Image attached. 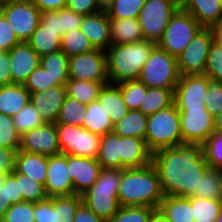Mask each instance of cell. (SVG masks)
Segmentation results:
<instances>
[{
    "instance_id": "cell-38",
    "label": "cell",
    "mask_w": 222,
    "mask_h": 222,
    "mask_svg": "<svg viewBox=\"0 0 222 222\" xmlns=\"http://www.w3.org/2000/svg\"><path fill=\"white\" fill-rule=\"evenodd\" d=\"M95 48L86 35L79 29L70 31L61 37L60 50L68 57L93 51Z\"/></svg>"
},
{
    "instance_id": "cell-53",
    "label": "cell",
    "mask_w": 222,
    "mask_h": 222,
    "mask_svg": "<svg viewBox=\"0 0 222 222\" xmlns=\"http://www.w3.org/2000/svg\"><path fill=\"white\" fill-rule=\"evenodd\" d=\"M6 194L11 205L23 202V195L19 187V173L16 171L6 177Z\"/></svg>"
},
{
    "instance_id": "cell-59",
    "label": "cell",
    "mask_w": 222,
    "mask_h": 222,
    "mask_svg": "<svg viewBox=\"0 0 222 222\" xmlns=\"http://www.w3.org/2000/svg\"><path fill=\"white\" fill-rule=\"evenodd\" d=\"M73 222H107L98 217L84 203H82L76 211Z\"/></svg>"
},
{
    "instance_id": "cell-27",
    "label": "cell",
    "mask_w": 222,
    "mask_h": 222,
    "mask_svg": "<svg viewBox=\"0 0 222 222\" xmlns=\"http://www.w3.org/2000/svg\"><path fill=\"white\" fill-rule=\"evenodd\" d=\"M82 127L99 136L113 132L114 125L98 99L86 105Z\"/></svg>"
},
{
    "instance_id": "cell-13",
    "label": "cell",
    "mask_w": 222,
    "mask_h": 222,
    "mask_svg": "<svg viewBox=\"0 0 222 222\" xmlns=\"http://www.w3.org/2000/svg\"><path fill=\"white\" fill-rule=\"evenodd\" d=\"M1 13L20 42H27L40 24L41 11L34 3L2 4Z\"/></svg>"
},
{
    "instance_id": "cell-33",
    "label": "cell",
    "mask_w": 222,
    "mask_h": 222,
    "mask_svg": "<svg viewBox=\"0 0 222 222\" xmlns=\"http://www.w3.org/2000/svg\"><path fill=\"white\" fill-rule=\"evenodd\" d=\"M68 60L69 57L59 50L40 57V65L58 85H65L69 79Z\"/></svg>"
},
{
    "instance_id": "cell-44",
    "label": "cell",
    "mask_w": 222,
    "mask_h": 222,
    "mask_svg": "<svg viewBox=\"0 0 222 222\" xmlns=\"http://www.w3.org/2000/svg\"><path fill=\"white\" fill-rule=\"evenodd\" d=\"M203 74L211 81L222 83V42L214 40L211 44Z\"/></svg>"
},
{
    "instance_id": "cell-35",
    "label": "cell",
    "mask_w": 222,
    "mask_h": 222,
    "mask_svg": "<svg viewBox=\"0 0 222 222\" xmlns=\"http://www.w3.org/2000/svg\"><path fill=\"white\" fill-rule=\"evenodd\" d=\"M195 222H215L222 211V199L187 197Z\"/></svg>"
},
{
    "instance_id": "cell-39",
    "label": "cell",
    "mask_w": 222,
    "mask_h": 222,
    "mask_svg": "<svg viewBox=\"0 0 222 222\" xmlns=\"http://www.w3.org/2000/svg\"><path fill=\"white\" fill-rule=\"evenodd\" d=\"M16 132L21 136L25 132L43 126L44 120L33 104L29 102L15 116L12 117Z\"/></svg>"
},
{
    "instance_id": "cell-14",
    "label": "cell",
    "mask_w": 222,
    "mask_h": 222,
    "mask_svg": "<svg viewBox=\"0 0 222 222\" xmlns=\"http://www.w3.org/2000/svg\"><path fill=\"white\" fill-rule=\"evenodd\" d=\"M209 87V78L204 74L180 76L174 90V104L177 109H195L205 107V97Z\"/></svg>"
},
{
    "instance_id": "cell-25",
    "label": "cell",
    "mask_w": 222,
    "mask_h": 222,
    "mask_svg": "<svg viewBox=\"0 0 222 222\" xmlns=\"http://www.w3.org/2000/svg\"><path fill=\"white\" fill-rule=\"evenodd\" d=\"M97 99L109 115L113 125L129 112L123 100L122 92L116 84L108 83L104 85Z\"/></svg>"
},
{
    "instance_id": "cell-18",
    "label": "cell",
    "mask_w": 222,
    "mask_h": 222,
    "mask_svg": "<svg viewBox=\"0 0 222 222\" xmlns=\"http://www.w3.org/2000/svg\"><path fill=\"white\" fill-rule=\"evenodd\" d=\"M11 61L12 83L22 84L28 76L40 65V56L27 42H20L9 50Z\"/></svg>"
},
{
    "instance_id": "cell-46",
    "label": "cell",
    "mask_w": 222,
    "mask_h": 222,
    "mask_svg": "<svg viewBox=\"0 0 222 222\" xmlns=\"http://www.w3.org/2000/svg\"><path fill=\"white\" fill-rule=\"evenodd\" d=\"M0 147L19 150L20 135L16 132L13 118L0 113Z\"/></svg>"
},
{
    "instance_id": "cell-1",
    "label": "cell",
    "mask_w": 222,
    "mask_h": 222,
    "mask_svg": "<svg viewBox=\"0 0 222 222\" xmlns=\"http://www.w3.org/2000/svg\"><path fill=\"white\" fill-rule=\"evenodd\" d=\"M164 196L193 197L209 168L201 144L183 143L152 154Z\"/></svg>"
},
{
    "instance_id": "cell-16",
    "label": "cell",
    "mask_w": 222,
    "mask_h": 222,
    "mask_svg": "<svg viewBox=\"0 0 222 222\" xmlns=\"http://www.w3.org/2000/svg\"><path fill=\"white\" fill-rule=\"evenodd\" d=\"M45 190L47 197L74 195L73 182L68 174L67 154L48 156Z\"/></svg>"
},
{
    "instance_id": "cell-8",
    "label": "cell",
    "mask_w": 222,
    "mask_h": 222,
    "mask_svg": "<svg viewBox=\"0 0 222 222\" xmlns=\"http://www.w3.org/2000/svg\"><path fill=\"white\" fill-rule=\"evenodd\" d=\"M179 8L177 0H146L138 17L144 40L157 43Z\"/></svg>"
},
{
    "instance_id": "cell-36",
    "label": "cell",
    "mask_w": 222,
    "mask_h": 222,
    "mask_svg": "<svg viewBox=\"0 0 222 222\" xmlns=\"http://www.w3.org/2000/svg\"><path fill=\"white\" fill-rule=\"evenodd\" d=\"M82 203L81 195L53 197L52 222H73L76 211Z\"/></svg>"
},
{
    "instance_id": "cell-17",
    "label": "cell",
    "mask_w": 222,
    "mask_h": 222,
    "mask_svg": "<svg viewBox=\"0 0 222 222\" xmlns=\"http://www.w3.org/2000/svg\"><path fill=\"white\" fill-rule=\"evenodd\" d=\"M68 174L73 182L74 195H82L97 181L101 166L97 159L67 155Z\"/></svg>"
},
{
    "instance_id": "cell-56",
    "label": "cell",
    "mask_w": 222,
    "mask_h": 222,
    "mask_svg": "<svg viewBox=\"0 0 222 222\" xmlns=\"http://www.w3.org/2000/svg\"><path fill=\"white\" fill-rule=\"evenodd\" d=\"M17 150L0 147V173L10 175L15 171Z\"/></svg>"
},
{
    "instance_id": "cell-55",
    "label": "cell",
    "mask_w": 222,
    "mask_h": 222,
    "mask_svg": "<svg viewBox=\"0 0 222 222\" xmlns=\"http://www.w3.org/2000/svg\"><path fill=\"white\" fill-rule=\"evenodd\" d=\"M66 8L83 16L100 12L96 0H67Z\"/></svg>"
},
{
    "instance_id": "cell-29",
    "label": "cell",
    "mask_w": 222,
    "mask_h": 222,
    "mask_svg": "<svg viewBox=\"0 0 222 222\" xmlns=\"http://www.w3.org/2000/svg\"><path fill=\"white\" fill-rule=\"evenodd\" d=\"M148 116L140 110H129L127 115L114 124L113 132L120 137L145 139Z\"/></svg>"
},
{
    "instance_id": "cell-5",
    "label": "cell",
    "mask_w": 222,
    "mask_h": 222,
    "mask_svg": "<svg viewBox=\"0 0 222 222\" xmlns=\"http://www.w3.org/2000/svg\"><path fill=\"white\" fill-rule=\"evenodd\" d=\"M144 140L152 154L163 148L183 144L180 115L174 103L148 116Z\"/></svg>"
},
{
    "instance_id": "cell-64",
    "label": "cell",
    "mask_w": 222,
    "mask_h": 222,
    "mask_svg": "<svg viewBox=\"0 0 222 222\" xmlns=\"http://www.w3.org/2000/svg\"><path fill=\"white\" fill-rule=\"evenodd\" d=\"M114 0H96L97 6L101 11L107 12V10L112 6Z\"/></svg>"
},
{
    "instance_id": "cell-42",
    "label": "cell",
    "mask_w": 222,
    "mask_h": 222,
    "mask_svg": "<svg viewBox=\"0 0 222 222\" xmlns=\"http://www.w3.org/2000/svg\"><path fill=\"white\" fill-rule=\"evenodd\" d=\"M205 160L212 169H222V135L218 132L211 134L202 144Z\"/></svg>"
},
{
    "instance_id": "cell-15",
    "label": "cell",
    "mask_w": 222,
    "mask_h": 222,
    "mask_svg": "<svg viewBox=\"0 0 222 222\" xmlns=\"http://www.w3.org/2000/svg\"><path fill=\"white\" fill-rule=\"evenodd\" d=\"M19 150L53 156L61 154L55 123H45L20 136Z\"/></svg>"
},
{
    "instance_id": "cell-23",
    "label": "cell",
    "mask_w": 222,
    "mask_h": 222,
    "mask_svg": "<svg viewBox=\"0 0 222 222\" xmlns=\"http://www.w3.org/2000/svg\"><path fill=\"white\" fill-rule=\"evenodd\" d=\"M48 156L18 150L15 171L27 175L32 180L44 184L47 178Z\"/></svg>"
},
{
    "instance_id": "cell-34",
    "label": "cell",
    "mask_w": 222,
    "mask_h": 222,
    "mask_svg": "<svg viewBox=\"0 0 222 222\" xmlns=\"http://www.w3.org/2000/svg\"><path fill=\"white\" fill-rule=\"evenodd\" d=\"M27 43L42 57L60 50L61 37L58 33L46 30V28L39 24Z\"/></svg>"
},
{
    "instance_id": "cell-49",
    "label": "cell",
    "mask_w": 222,
    "mask_h": 222,
    "mask_svg": "<svg viewBox=\"0 0 222 222\" xmlns=\"http://www.w3.org/2000/svg\"><path fill=\"white\" fill-rule=\"evenodd\" d=\"M0 222H35L34 203L21 202L11 205Z\"/></svg>"
},
{
    "instance_id": "cell-11",
    "label": "cell",
    "mask_w": 222,
    "mask_h": 222,
    "mask_svg": "<svg viewBox=\"0 0 222 222\" xmlns=\"http://www.w3.org/2000/svg\"><path fill=\"white\" fill-rule=\"evenodd\" d=\"M68 70L71 79L108 82L105 50L94 49L88 53L70 56Z\"/></svg>"
},
{
    "instance_id": "cell-10",
    "label": "cell",
    "mask_w": 222,
    "mask_h": 222,
    "mask_svg": "<svg viewBox=\"0 0 222 222\" xmlns=\"http://www.w3.org/2000/svg\"><path fill=\"white\" fill-rule=\"evenodd\" d=\"M214 38L212 28H202L177 57L178 69L181 76L203 74L209 49Z\"/></svg>"
},
{
    "instance_id": "cell-48",
    "label": "cell",
    "mask_w": 222,
    "mask_h": 222,
    "mask_svg": "<svg viewBox=\"0 0 222 222\" xmlns=\"http://www.w3.org/2000/svg\"><path fill=\"white\" fill-rule=\"evenodd\" d=\"M58 86L56 80L39 65L29 76L24 83V87L30 92H43L49 88Z\"/></svg>"
},
{
    "instance_id": "cell-61",
    "label": "cell",
    "mask_w": 222,
    "mask_h": 222,
    "mask_svg": "<svg viewBox=\"0 0 222 222\" xmlns=\"http://www.w3.org/2000/svg\"><path fill=\"white\" fill-rule=\"evenodd\" d=\"M11 207V203L7 200L6 179L4 185L0 189V221L3 219L5 212Z\"/></svg>"
},
{
    "instance_id": "cell-9",
    "label": "cell",
    "mask_w": 222,
    "mask_h": 222,
    "mask_svg": "<svg viewBox=\"0 0 222 222\" xmlns=\"http://www.w3.org/2000/svg\"><path fill=\"white\" fill-rule=\"evenodd\" d=\"M62 154L96 159L101 136L82 126L55 123Z\"/></svg>"
},
{
    "instance_id": "cell-45",
    "label": "cell",
    "mask_w": 222,
    "mask_h": 222,
    "mask_svg": "<svg viewBox=\"0 0 222 222\" xmlns=\"http://www.w3.org/2000/svg\"><path fill=\"white\" fill-rule=\"evenodd\" d=\"M155 210L146 206L120 207L107 222H148Z\"/></svg>"
},
{
    "instance_id": "cell-50",
    "label": "cell",
    "mask_w": 222,
    "mask_h": 222,
    "mask_svg": "<svg viewBox=\"0 0 222 222\" xmlns=\"http://www.w3.org/2000/svg\"><path fill=\"white\" fill-rule=\"evenodd\" d=\"M205 107L214 117L222 110V83L211 81L209 79V87L205 97Z\"/></svg>"
},
{
    "instance_id": "cell-12",
    "label": "cell",
    "mask_w": 222,
    "mask_h": 222,
    "mask_svg": "<svg viewBox=\"0 0 222 222\" xmlns=\"http://www.w3.org/2000/svg\"><path fill=\"white\" fill-rule=\"evenodd\" d=\"M183 143L203 144L214 133V117L206 107L178 109Z\"/></svg>"
},
{
    "instance_id": "cell-47",
    "label": "cell",
    "mask_w": 222,
    "mask_h": 222,
    "mask_svg": "<svg viewBox=\"0 0 222 222\" xmlns=\"http://www.w3.org/2000/svg\"><path fill=\"white\" fill-rule=\"evenodd\" d=\"M19 187L23 202L37 203L47 198L45 185L32 180L27 175L19 174Z\"/></svg>"
},
{
    "instance_id": "cell-60",
    "label": "cell",
    "mask_w": 222,
    "mask_h": 222,
    "mask_svg": "<svg viewBox=\"0 0 222 222\" xmlns=\"http://www.w3.org/2000/svg\"><path fill=\"white\" fill-rule=\"evenodd\" d=\"M33 3L41 12H51L66 8L67 0H34Z\"/></svg>"
},
{
    "instance_id": "cell-62",
    "label": "cell",
    "mask_w": 222,
    "mask_h": 222,
    "mask_svg": "<svg viewBox=\"0 0 222 222\" xmlns=\"http://www.w3.org/2000/svg\"><path fill=\"white\" fill-rule=\"evenodd\" d=\"M215 40L222 42V17L211 27Z\"/></svg>"
},
{
    "instance_id": "cell-41",
    "label": "cell",
    "mask_w": 222,
    "mask_h": 222,
    "mask_svg": "<svg viewBox=\"0 0 222 222\" xmlns=\"http://www.w3.org/2000/svg\"><path fill=\"white\" fill-rule=\"evenodd\" d=\"M123 96V100L129 110H139L140 103L143 99V93L147 92V86L136 80H128L116 84Z\"/></svg>"
},
{
    "instance_id": "cell-4",
    "label": "cell",
    "mask_w": 222,
    "mask_h": 222,
    "mask_svg": "<svg viewBox=\"0 0 222 222\" xmlns=\"http://www.w3.org/2000/svg\"><path fill=\"white\" fill-rule=\"evenodd\" d=\"M122 173L123 169L102 168L95 184L81 195L83 203L105 221L121 207L118 189Z\"/></svg>"
},
{
    "instance_id": "cell-58",
    "label": "cell",
    "mask_w": 222,
    "mask_h": 222,
    "mask_svg": "<svg viewBox=\"0 0 222 222\" xmlns=\"http://www.w3.org/2000/svg\"><path fill=\"white\" fill-rule=\"evenodd\" d=\"M11 61L9 51L0 52V86L11 84Z\"/></svg>"
},
{
    "instance_id": "cell-22",
    "label": "cell",
    "mask_w": 222,
    "mask_h": 222,
    "mask_svg": "<svg viewBox=\"0 0 222 222\" xmlns=\"http://www.w3.org/2000/svg\"><path fill=\"white\" fill-rule=\"evenodd\" d=\"M180 8L190 13L203 28H211L222 17V0H182Z\"/></svg>"
},
{
    "instance_id": "cell-2",
    "label": "cell",
    "mask_w": 222,
    "mask_h": 222,
    "mask_svg": "<svg viewBox=\"0 0 222 222\" xmlns=\"http://www.w3.org/2000/svg\"><path fill=\"white\" fill-rule=\"evenodd\" d=\"M163 198L159 174L152 162L141 168L123 169L118 189L121 207L146 206L158 209Z\"/></svg>"
},
{
    "instance_id": "cell-57",
    "label": "cell",
    "mask_w": 222,
    "mask_h": 222,
    "mask_svg": "<svg viewBox=\"0 0 222 222\" xmlns=\"http://www.w3.org/2000/svg\"><path fill=\"white\" fill-rule=\"evenodd\" d=\"M40 25L46 30H51L58 33L62 37V30L60 24V10L51 12H41Z\"/></svg>"
},
{
    "instance_id": "cell-66",
    "label": "cell",
    "mask_w": 222,
    "mask_h": 222,
    "mask_svg": "<svg viewBox=\"0 0 222 222\" xmlns=\"http://www.w3.org/2000/svg\"><path fill=\"white\" fill-rule=\"evenodd\" d=\"M34 0H1L2 4L33 3Z\"/></svg>"
},
{
    "instance_id": "cell-52",
    "label": "cell",
    "mask_w": 222,
    "mask_h": 222,
    "mask_svg": "<svg viewBox=\"0 0 222 222\" xmlns=\"http://www.w3.org/2000/svg\"><path fill=\"white\" fill-rule=\"evenodd\" d=\"M83 20V15L78 14L68 8L60 9V24L62 36L70 31L77 30Z\"/></svg>"
},
{
    "instance_id": "cell-37",
    "label": "cell",
    "mask_w": 222,
    "mask_h": 222,
    "mask_svg": "<svg viewBox=\"0 0 222 222\" xmlns=\"http://www.w3.org/2000/svg\"><path fill=\"white\" fill-rule=\"evenodd\" d=\"M194 196L207 199H222L221 170L208 168L200 179L199 190Z\"/></svg>"
},
{
    "instance_id": "cell-32",
    "label": "cell",
    "mask_w": 222,
    "mask_h": 222,
    "mask_svg": "<svg viewBox=\"0 0 222 222\" xmlns=\"http://www.w3.org/2000/svg\"><path fill=\"white\" fill-rule=\"evenodd\" d=\"M106 84L108 82H91L69 78L65 83L66 95L87 105L98 98L101 89Z\"/></svg>"
},
{
    "instance_id": "cell-20",
    "label": "cell",
    "mask_w": 222,
    "mask_h": 222,
    "mask_svg": "<svg viewBox=\"0 0 222 222\" xmlns=\"http://www.w3.org/2000/svg\"><path fill=\"white\" fill-rule=\"evenodd\" d=\"M80 30L95 49L106 51L112 45L110 18L105 11L83 16Z\"/></svg>"
},
{
    "instance_id": "cell-19",
    "label": "cell",
    "mask_w": 222,
    "mask_h": 222,
    "mask_svg": "<svg viewBox=\"0 0 222 222\" xmlns=\"http://www.w3.org/2000/svg\"><path fill=\"white\" fill-rule=\"evenodd\" d=\"M66 96L65 85H58L43 92L30 93V102L45 123H56Z\"/></svg>"
},
{
    "instance_id": "cell-63",
    "label": "cell",
    "mask_w": 222,
    "mask_h": 222,
    "mask_svg": "<svg viewBox=\"0 0 222 222\" xmlns=\"http://www.w3.org/2000/svg\"><path fill=\"white\" fill-rule=\"evenodd\" d=\"M148 222H170L165 218V216L160 212L159 209H156L148 219Z\"/></svg>"
},
{
    "instance_id": "cell-30",
    "label": "cell",
    "mask_w": 222,
    "mask_h": 222,
    "mask_svg": "<svg viewBox=\"0 0 222 222\" xmlns=\"http://www.w3.org/2000/svg\"><path fill=\"white\" fill-rule=\"evenodd\" d=\"M120 136L114 132L101 136L99 153L96 157L101 168L121 169Z\"/></svg>"
},
{
    "instance_id": "cell-24",
    "label": "cell",
    "mask_w": 222,
    "mask_h": 222,
    "mask_svg": "<svg viewBox=\"0 0 222 222\" xmlns=\"http://www.w3.org/2000/svg\"><path fill=\"white\" fill-rule=\"evenodd\" d=\"M30 102V92L22 84L0 86V113L15 116Z\"/></svg>"
},
{
    "instance_id": "cell-68",
    "label": "cell",
    "mask_w": 222,
    "mask_h": 222,
    "mask_svg": "<svg viewBox=\"0 0 222 222\" xmlns=\"http://www.w3.org/2000/svg\"><path fill=\"white\" fill-rule=\"evenodd\" d=\"M215 222H222V211H221V213L219 214V216L217 217V219H216Z\"/></svg>"
},
{
    "instance_id": "cell-40",
    "label": "cell",
    "mask_w": 222,
    "mask_h": 222,
    "mask_svg": "<svg viewBox=\"0 0 222 222\" xmlns=\"http://www.w3.org/2000/svg\"><path fill=\"white\" fill-rule=\"evenodd\" d=\"M86 114V105L66 96L56 123L82 126Z\"/></svg>"
},
{
    "instance_id": "cell-3",
    "label": "cell",
    "mask_w": 222,
    "mask_h": 222,
    "mask_svg": "<svg viewBox=\"0 0 222 222\" xmlns=\"http://www.w3.org/2000/svg\"><path fill=\"white\" fill-rule=\"evenodd\" d=\"M156 43L139 41L129 44H112L106 52L108 83L118 84L138 79Z\"/></svg>"
},
{
    "instance_id": "cell-51",
    "label": "cell",
    "mask_w": 222,
    "mask_h": 222,
    "mask_svg": "<svg viewBox=\"0 0 222 222\" xmlns=\"http://www.w3.org/2000/svg\"><path fill=\"white\" fill-rule=\"evenodd\" d=\"M18 43H20V41L14 30L11 28L4 15L0 12V52L9 51Z\"/></svg>"
},
{
    "instance_id": "cell-65",
    "label": "cell",
    "mask_w": 222,
    "mask_h": 222,
    "mask_svg": "<svg viewBox=\"0 0 222 222\" xmlns=\"http://www.w3.org/2000/svg\"><path fill=\"white\" fill-rule=\"evenodd\" d=\"M214 132H222V110L214 116Z\"/></svg>"
},
{
    "instance_id": "cell-6",
    "label": "cell",
    "mask_w": 222,
    "mask_h": 222,
    "mask_svg": "<svg viewBox=\"0 0 222 222\" xmlns=\"http://www.w3.org/2000/svg\"><path fill=\"white\" fill-rule=\"evenodd\" d=\"M180 76L177 58L156 45L141 69L138 80L147 87L175 89Z\"/></svg>"
},
{
    "instance_id": "cell-26",
    "label": "cell",
    "mask_w": 222,
    "mask_h": 222,
    "mask_svg": "<svg viewBox=\"0 0 222 222\" xmlns=\"http://www.w3.org/2000/svg\"><path fill=\"white\" fill-rule=\"evenodd\" d=\"M112 44H129L143 41L138 18H110Z\"/></svg>"
},
{
    "instance_id": "cell-31",
    "label": "cell",
    "mask_w": 222,
    "mask_h": 222,
    "mask_svg": "<svg viewBox=\"0 0 222 222\" xmlns=\"http://www.w3.org/2000/svg\"><path fill=\"white\" fill-rule=\"evenodd\" d=\"M174 90L175 89L148 87L147 92L143 93L139 110L149 116L171 106L174 103Z\"/></svg>"
},
{
    "instance_id": "cell-21",
    "label": "cell",
    "mask_w": 222,
    "mask_h": 222,
    "mask_svg": "<svg viewBox=\"0 0 222 222\" xmlns=\"http://www.w3.org/2000/svg\"><path fill=\"white\" fill-rule=\"evenodd\" d=\"M121 169L141 168L152 162V153L145 140L136 137H120Z\"/></svg>"
},
{
    "instance_id": "cell-43",
    "label": "cell",
    "mask_w": 222,
    "mask_h": 222,
    "mask_svg": "<svg viewBox=\"0 0 222 222\" xmlns=\"http://www.w3.org/2000/svg\"><path fill=\"white\" fill-rule=\"evenodd\" d=\"M146 0H114L107 10L109 18H138Z\"/></svg>"
},
{
    "instance_id": "cell-67",
    "label": "cell",
    "mask_w": 222,
    "mask_h": 222,
    "mask_svg": "<svg viewBox=\"0 0 222 222\" xmlns=\"http://www.w3.org/2000/svg\"><path fill=\"white\" fill-rule=\"evenodd\" d=\"M7 174L0 173V189L4 185Z\"/></svg>"
},
{
    "instance_id": "cell-28",
    "label": "cell",
    "mask_w": 222,
    "mask_h": 222,
    "mask_svg": "<svg viewBox=\"0 0 222 222\" xmlns=\"http://www.w3.org/2000/svg\"><path fill=\"white\" fill-rule=\"evenodd\" d=\"M158 209L170 222H195L191 203L186 197L164 196Z\"/></svg>"
},
{
    "instance_id": "cell-54",
    "label": "cell",
    "mask_w": 222,
    "mask_h": 222,
    "mask_svg": "<svg viewBox=\"0 0 222 222\" xmlns=\"http://www.w3.org/2000/svg\"><path fill=\"white\" fill-rule=\"evenodd\" d=\"M35 222H52L53 197L34 203Z\"/></svg>"
},
{
    "instance_id": "cell-7",
    "label": "cell",
    "mask_w": 222,
    "mask_h": 222,
    "mask_svg": "<svg viewBox=\"0 0 222 222\" xmlns=\"http://www.w3.org/2000/svg\"><path fill=\"white\" fill-rule=\"evenodd\" d=\"M202 28L190 13L179 8L156 45L177 58Z\"/></svg>"
}]
</instances>
